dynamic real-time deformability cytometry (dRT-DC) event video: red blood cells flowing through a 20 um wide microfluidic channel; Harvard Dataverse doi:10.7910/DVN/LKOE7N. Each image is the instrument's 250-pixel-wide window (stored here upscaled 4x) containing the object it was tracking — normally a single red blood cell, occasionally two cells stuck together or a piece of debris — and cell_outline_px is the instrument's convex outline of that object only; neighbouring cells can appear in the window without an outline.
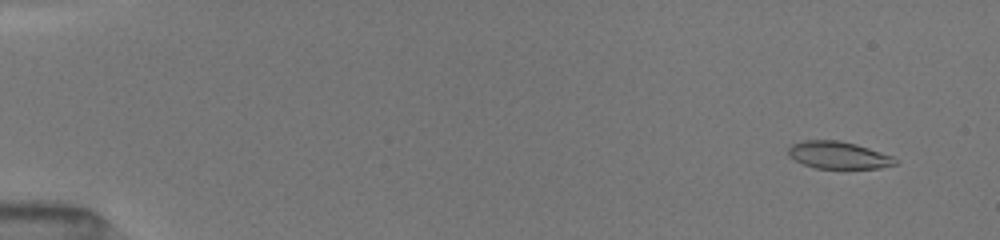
{"species": "common noctule bat (a hibernating species)", "species_latin": "Nyctalus noctula", "temperature_condition": "room temperature", "stored_images_in_passage": 66, "camera_frame_rate_fps": 3000, "um_per_image_px": 0.085, "animal": {"sex": "female", "body_mass_g": 19.5, "forearm_length_mm": 54.1}, "frame": {"image": 1, "passage_image": 3, "time_ms": 0.667, "image_size_px": [1000, 240], "cell_outline_px": [[900, 160], [896, 164], [880, 168], [816, 168], [804, 164], [788, 156], [788, 148], [792, 144], [804, 140], [836, 140], [856, 144], [892, 156]], "centroid_in_image_um": [71.27, 13.18], "position_along_channel_um": 13.7, "area_um2": 16.88}}
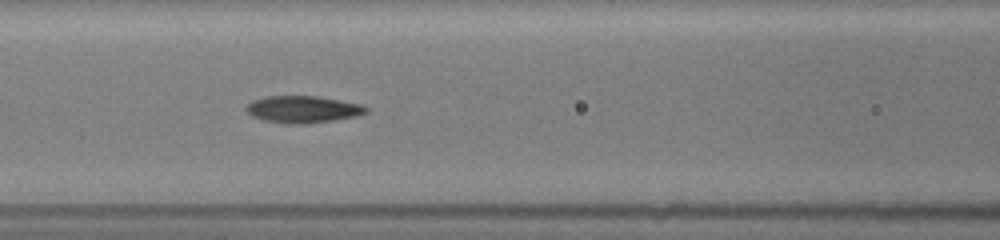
{"frame": {"image": 2, "passage_image": 28, "time_ms": 7.333, "image_size_px": [1000, 240], "cell_outline_px": [[368, 112], [356, 116], [332, 120], [304, 124], [288, 124], [264, 120], [252, 116], [244, 108], [252, 100], [264, 96], [316, 96], [340, 100], [360, 104], [368, 108]], "centroid_in_image_um": [25.72, 9.29], "position_along_channel_um": 140.9, "area_um2": 18.79}}
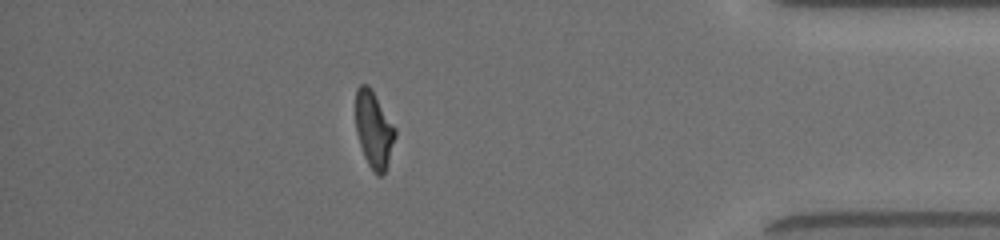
{"frame": {"image": 3, "passage_image": 57, "time_ms": 14.667, "image_size_px": [1000, 240], "cell_outline_px": [[396, 136], [384, 172], [380, 176], [376, 176], [368, 164], [364, 156], [356, 132], [356, 88], [360, 84], [368, 84], [396, 128]], "centroid_in_image_um": [31.77, 11.01], "position_along_channel_um": 403.4, "area_um2": 17.46}, "authors_computed_cell_mechanics": {"area_um2": 18.2937, "velocity_mm_per_s": 4.042, "shape_relaxation_time_tau1_ms": 6.8852, "shape_relaxation_time_tau2_ms": 1.9906, "deformation_change_tau1": 0.2422, "deformation_change_tau2": 0.0853}}